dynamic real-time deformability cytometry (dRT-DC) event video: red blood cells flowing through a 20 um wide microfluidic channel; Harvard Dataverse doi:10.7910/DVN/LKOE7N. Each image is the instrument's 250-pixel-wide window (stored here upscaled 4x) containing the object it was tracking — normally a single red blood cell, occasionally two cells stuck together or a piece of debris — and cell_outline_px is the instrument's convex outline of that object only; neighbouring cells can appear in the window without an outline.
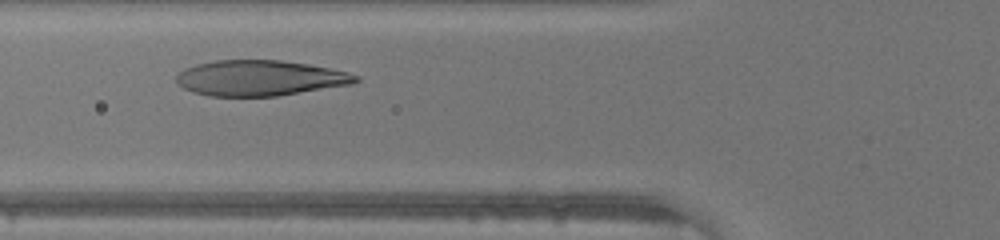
{"species": "human", "species_latin": "Homo sapiens", "temperature_condition": "warm", "stored_images_in_passage": 26, "camera_frame_rate_fps": 3000, "um_per_image_px": 0.085, "donor": {"sex": "male"}, "frame": {"image": 1, "passage_image": 7, "time_ms": 2.0, "image_size_px": [1000, 240], "cell_outline_px": [[360, 80], [352, 84], [276, 96], [208, 96], [192, 92], [176, 84], [176, 76], [184, 68], [196, 64], [216, 60], [280, 60], [308, 64], [348, 72], [360, 76]], "centroid_in_image_um": [22.07, 6.63], "position_along_channel_um": 103.7, "area_um2": 37.17}}
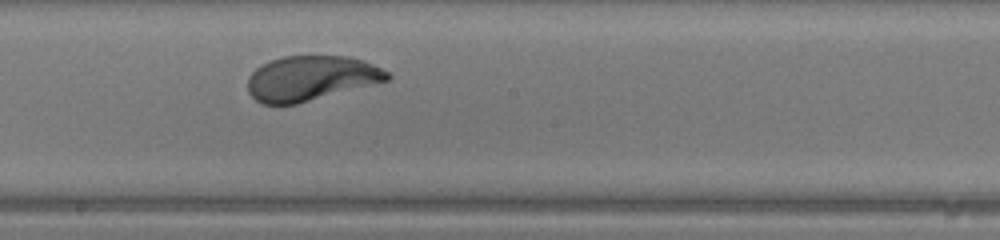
{"frame": {"image": 2, "passage_image": 15, "time_ms": 4.667, "image_size_px": [1000, 240], "cell_outline_px": [[392, 76], [388, 80], [296, 104], [264, 104], [256, 100], [248, 92], [248, 76], [256, 68], [272, 60], [284, 56], [348, 56], [364, 60], [388, 72]], "centroid_in_image_um": [26.41, 6.64], "position_along_channel_um": 221.8, "area_um2": 36.13}}
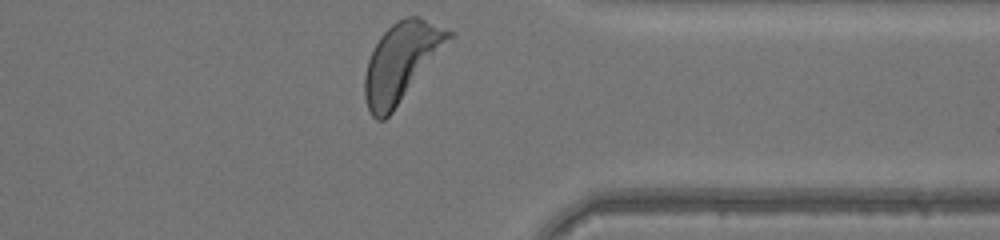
{"frame": {"image": 3, "passage_image": 26, "time_ms": 8.333, "image_size_px": [1000, 240], "cell_outline_px": [[456, 36], [392, 112], [384, 120], [376, 120], [372, 116], [368, 108], [364, 96], [364, 76], [368, 60], [380, 36], [396, 20], [404, 16], [416, 16], [456, 32]], "centroid_in_image_um": [34.15, 5.25], "position_along_channel_um": 377.3, "area_um2": 38.73}}